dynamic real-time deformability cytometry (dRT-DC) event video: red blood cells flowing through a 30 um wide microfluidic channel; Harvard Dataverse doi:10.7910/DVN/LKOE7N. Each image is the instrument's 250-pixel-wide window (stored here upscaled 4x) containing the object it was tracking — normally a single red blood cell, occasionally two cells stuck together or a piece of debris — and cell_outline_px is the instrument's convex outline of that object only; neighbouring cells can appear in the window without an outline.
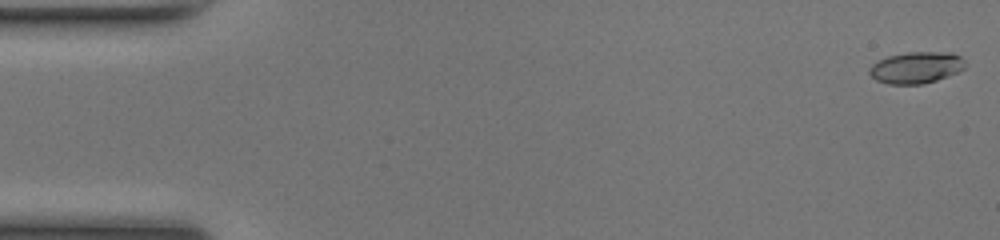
{"species": "common noctule bat (a hibernating species)", "species_latin": "Nyctalus noctula", "temperature_condition": "room temperature", "stored_images_in_passage": 11, "camera_frame_rate_fps": 3000, "um_per_image_px": 0.085, "animal": {"sex": "female", "body_mass_g": 17.0, "forearm_length_mm": 48.0}, "frame": {"image": 1, "passage_image": 1, "time_ms": 0.0, "image_size_px": [1000, 240], "cell_outline_px": [[964, 68], [948, 76], [924, 84], [888, 84], [876, 80], [868, 72], [868, 68], [872, 64], [888, 56], [908, 52], [952, 52], [960, 56], [964, 60]], "centroid_in_image_um": [77.86, 5.74], "position_along_channel_um": 7.1, "area_um2": 17.57}}